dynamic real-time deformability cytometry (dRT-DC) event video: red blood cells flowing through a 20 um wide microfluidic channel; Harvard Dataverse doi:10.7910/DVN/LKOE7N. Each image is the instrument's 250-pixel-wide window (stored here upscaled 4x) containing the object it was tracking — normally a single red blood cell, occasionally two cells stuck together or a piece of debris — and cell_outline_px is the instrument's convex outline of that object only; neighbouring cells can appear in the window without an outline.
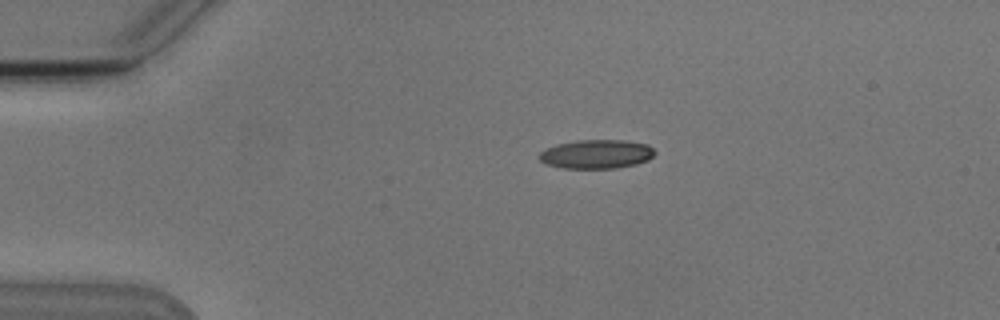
{"species": "Egyptian fruit bat (a non-hibernating species)", "species_latin": "Rousettus aegyptiacus", "temperature_condition": "cold", "stored_images_in_passage": 4, "camera_frame_rate_fps": 3000, "um_per_image_px": 0.085, "animal": {"sex": "male"}, "frame": {"image": 1, "passage_image": 1, "time_ms": 0.0, "image_size_px": [1000, 320], "cell_outline_px": [[656, 152], [648, 160], [636, 164], [616, 168], [560, 168], [548, 164], [540, 160], [536, 156], [540, 152], [556, 144], [576, 140], [624, 140], [648, 144]], "centroid_in_image_um": [50.69, 13.09], "position_along_channel_um": 34.3, "area_um2": 19.54}}